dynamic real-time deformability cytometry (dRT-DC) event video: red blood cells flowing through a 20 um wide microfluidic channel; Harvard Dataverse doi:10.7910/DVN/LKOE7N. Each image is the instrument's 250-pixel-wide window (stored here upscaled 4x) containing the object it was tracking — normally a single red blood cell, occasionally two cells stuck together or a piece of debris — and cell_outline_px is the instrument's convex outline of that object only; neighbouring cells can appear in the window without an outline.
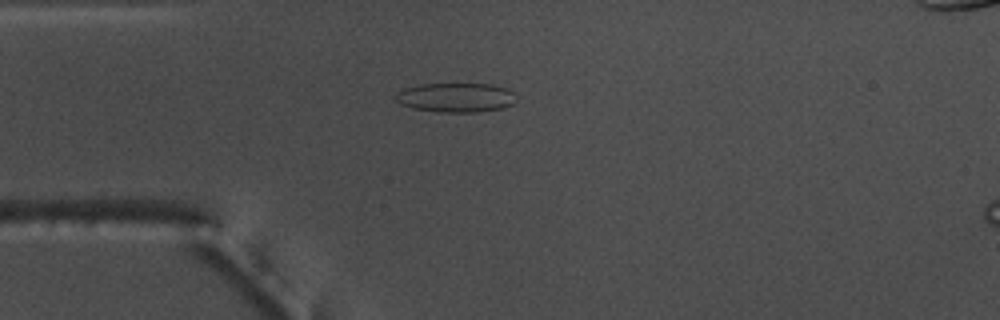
{"species": "common noctule bat (a hibernating species)", "species_latin": "Nyctalus noctula", "temperature_condition": "warm", "stored_images_in_passage": 53, "camera_frame_rate_fps": 3000, "um_per_image_px": 0.085, "animal": {"sex": "male", "body_mass_g": 17.5, "forearm_length_mm": 52.3}, "frame": {"image": 1, "passage_image": 13, "time_ms": 4.0, "image_size_px": [1000, 320], "cell_outline_px": [[516, 100], [512, 104], [504, 108], [476, 112], [440, 112], [412, 108], [400, 104], [396, 100], [396, 92], [404, 88], [420, 84], [492, 84], [508, 88], [516, 96]], "centroid_in_image_um": [38.76, 8.29], "position_along_channel_um": 46.2, "area_um2": 20.75}}
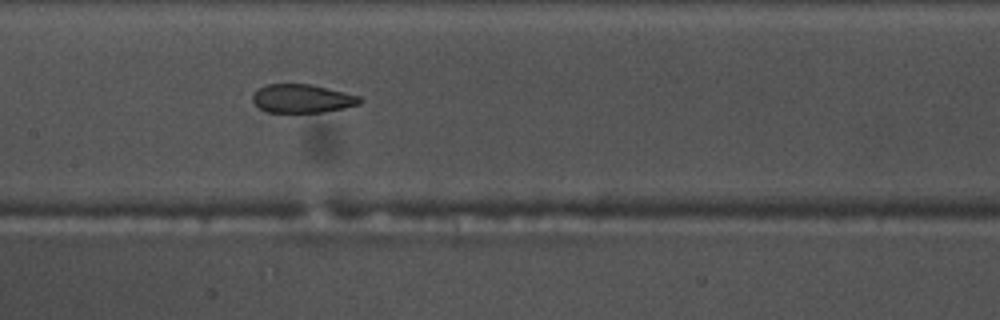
{"frame": {"image": 2, "passage_image": 25, "time_ms": 8.0, "image_size_px": [1000, 320], "cell_outline_px": [[364, 100], [360, 104], [344, 108], [324, 112], [264, 112], [256, 108], [252, 100], [252, 96], [264, 84], [308, 84], [360, 96]], "centroid_in_image_um": [25.66, 8.39], "position_along_channel_um": 181.7, "area_um2": 17.86}}
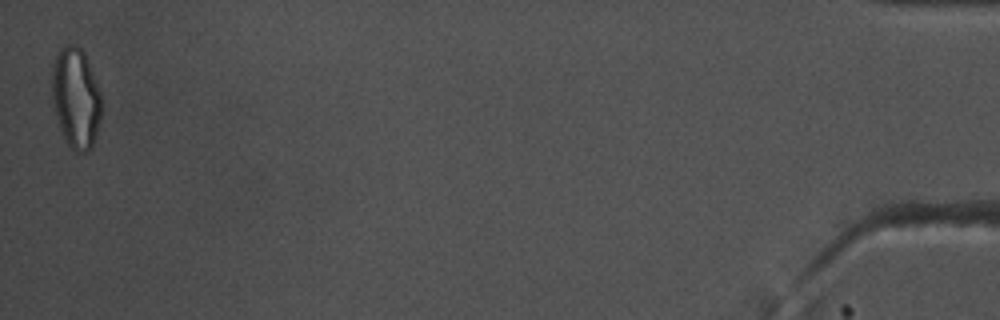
{"frame": {"image": 3, "passage_image": 53, "time_ms": 17.333, "image_size_px": [1000, 320], "cell_outline_px": [[100, 120], [96, 136], [92, 148], [88, 152], [76, 152], [68, 144], [60, 128], [56, 116], [52, 100], [52, 64], [56, 52], [60, 48], [68, 44], [72, 44], [80, 48], [84, 52], [88, 60], [100, 88]], "centroid_in_image_um": [6.45, 8.3], "position_along_channel_um": 428.8, "area_um2": 29.19}, "authors_computed_cell_mechanics": {"area_um2": 20.7502, "velocity_mm_per_s": 3.7196, "shape_relaxation_time_tau1_ms": null, "shape_relaxation_time_tau2_ms": 1.7311, "deformation_change_tau1": null, "deformation_change_tau2": 0.0929}}